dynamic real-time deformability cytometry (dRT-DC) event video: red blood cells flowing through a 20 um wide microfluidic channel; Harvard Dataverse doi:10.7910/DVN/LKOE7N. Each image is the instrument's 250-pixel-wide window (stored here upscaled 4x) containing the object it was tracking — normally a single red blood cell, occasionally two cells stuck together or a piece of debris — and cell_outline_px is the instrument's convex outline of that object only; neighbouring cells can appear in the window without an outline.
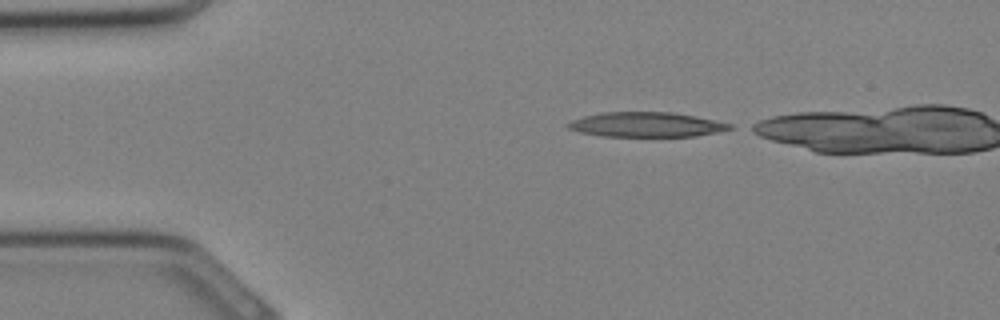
{"species": "Egyptian fruit bat (a non-hibernating species)", "species_latin": "Rousettus aegyptiacus", "temperature_condition": "cold", "stored_images_in_passage": 22, "camera_frame_rate_fps": 3000, "um_per_image_px": 0.085, "animal": {"sex": "female"}, "frame": {"image": 1, "passage_image": 1, "time_ms": 0.0, "image_size_px": [1000, 320], "cell_outline_px": [[736, 128], [696, 136], [600, 136], [580, 132], [568, 128], [564, 124], [572, 120], [584, 116], [600, 112], [672, 112], [696, 116], [732, 124]], "centroid_in_image_um": [54.93, 10.58], "position_along_channel_um": 30.1, "area_um2": 23.41}}
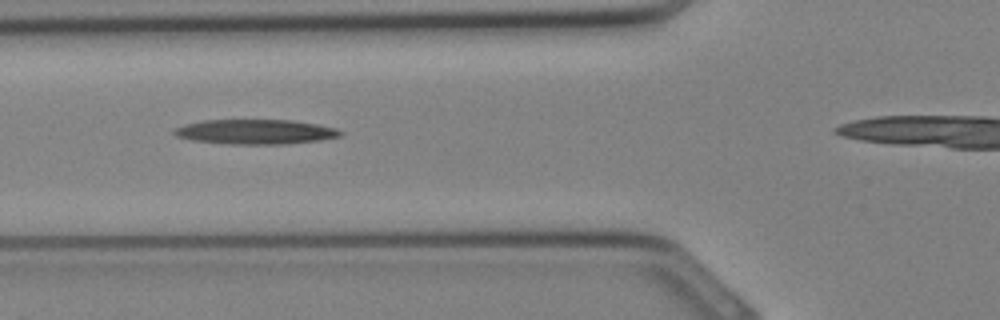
{"frame": {"image": 2, "passage_image": 7, "time_ms": 2.0, "image_size_px": [1000, 320], "cell_outline_px": [[344, 132], [340, 136], [320, 140], [288, 144], [228, 144], [192, 140], [176, 136], [172, 132], [176, 128], [184, 124], [204, 120], [292, 120], [316, 124], [336, 128]], "centroid_in_image_um": [21.71, 11.2], "position_along_channel_um": 104.1, "area_um2": 23.99}}
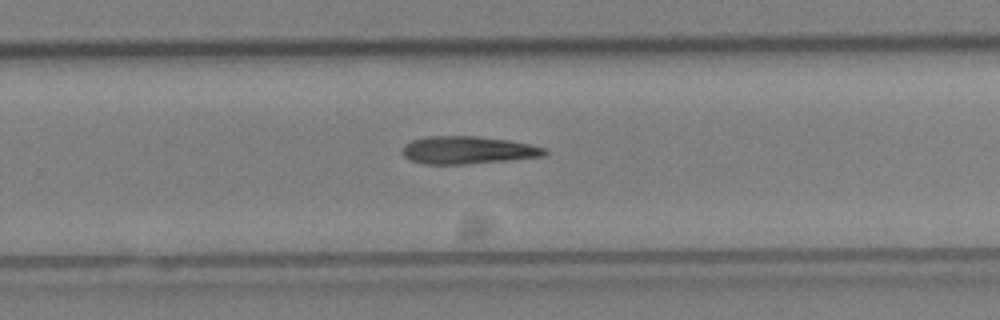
{"frame": {"image": 3, "passage_image": 16, "time_ms": 5.0, "image_size_px": [1000, 320], "cell_outline_px": [[548, 152], [544, 156], [508, 160], [464, 164], [424, 164], [408, 160], [400, 152], [404, 144], [412, 140], [428, 136], [476, 136], [508, 140], [528, 144], [544, 148]], "centroid_in_image_um": [39.69, 12.76], "position_along_channel_um": 290.1, "area_um2": 22.95}}